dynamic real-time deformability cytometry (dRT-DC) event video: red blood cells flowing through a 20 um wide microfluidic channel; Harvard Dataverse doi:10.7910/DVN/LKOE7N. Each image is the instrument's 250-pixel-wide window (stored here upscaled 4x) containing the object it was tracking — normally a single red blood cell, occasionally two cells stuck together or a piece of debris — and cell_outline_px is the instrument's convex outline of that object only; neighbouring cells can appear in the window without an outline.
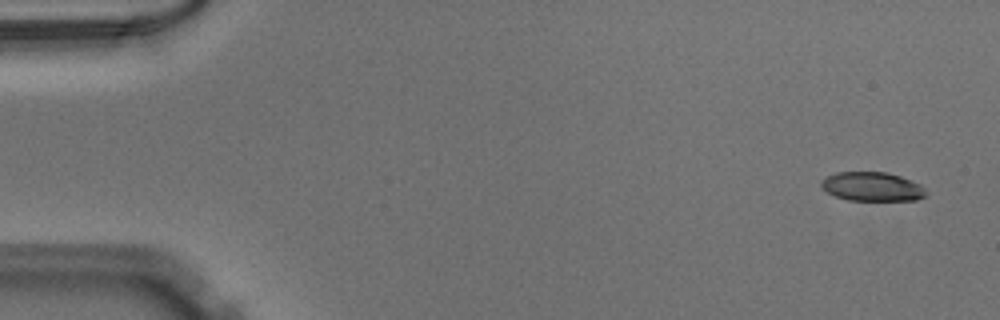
{"species": "Egyptian fruit bat (a non-hibernating species)", "species_latin": "Rousettus aegyptiacus", "temperature_condition": "warm", "stored_images_in_passage": 51, "camera_frame_rate_fps": 3000, "um_per_image_px": 0.085, "animal": {"sex": "male"}, "frame": {"image": 1, "passage_image": 3, "time_ms": 0.667, "image_size_px": [1000, 320], "cell_outline_px": [[924, 196], [916, 200], [848, 200], [836, 196], [828, 192], [820, 184], [820, 180], [836, 172], [888, 172], [900, 176], [920, 184], [924, 188]], "centroid_in_image_um": [74.11, 15.85], "position_along_channel_um": 10.9, "area_um2": 17.51}}
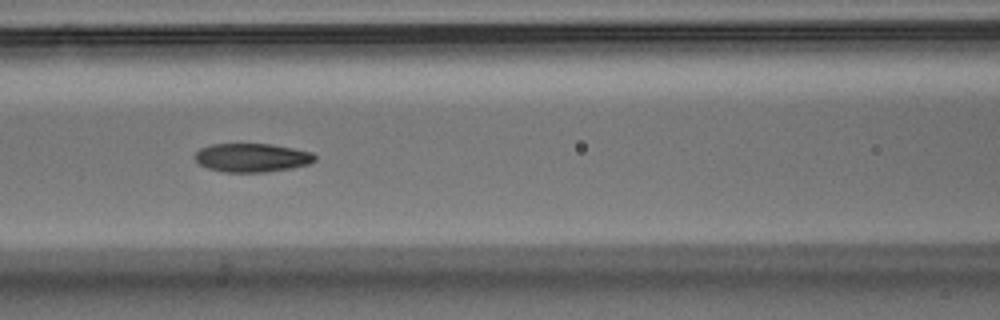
{"frame": {"image": 2, "passage_image": 23, "time_ms": 7.333, "image_size_px": [1000, 320], "cell_outline_px": [[316, 160], [308, 164], [292, 168], [264, 172], [224, 172], [208, 168], [200, 164], [192, 156], [200, 148], [208, 144], [272, 144], [312, 152], [316, 156]], "centroid_in_image_um": [21.39, 13.39], "position_along_channel_um": 145.2, "area_um2": 20.11}}
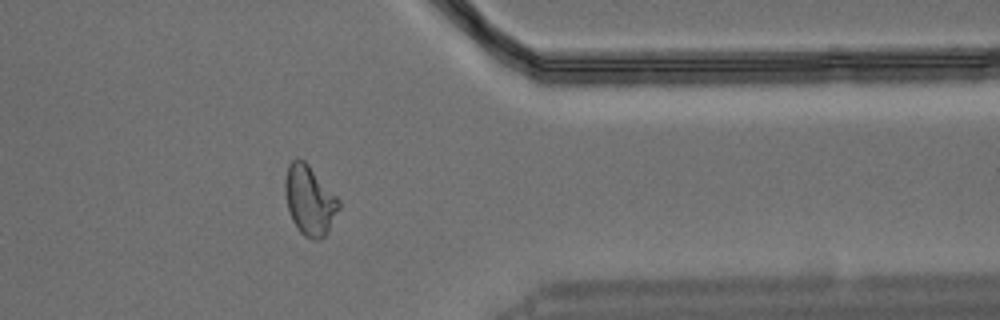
{"frame": {"image": 3, "passage_image": 42, "time_ms": 13.667, "image_size_px": [1000, 320], "cell_outline_px": [[340, 208], [328, 232], [320, 240], [312, 240], [304, 236], [296, 228], [292, 220], [288, 208], [284, 192], [284, 180], [288, 164], [296, 156], [304, 160], [308, 164], [340, 200]], "centroid_in_image_um": [26.3, 17.03], "position_along_channel_um": 385.1, "area_um2": 22.08}}